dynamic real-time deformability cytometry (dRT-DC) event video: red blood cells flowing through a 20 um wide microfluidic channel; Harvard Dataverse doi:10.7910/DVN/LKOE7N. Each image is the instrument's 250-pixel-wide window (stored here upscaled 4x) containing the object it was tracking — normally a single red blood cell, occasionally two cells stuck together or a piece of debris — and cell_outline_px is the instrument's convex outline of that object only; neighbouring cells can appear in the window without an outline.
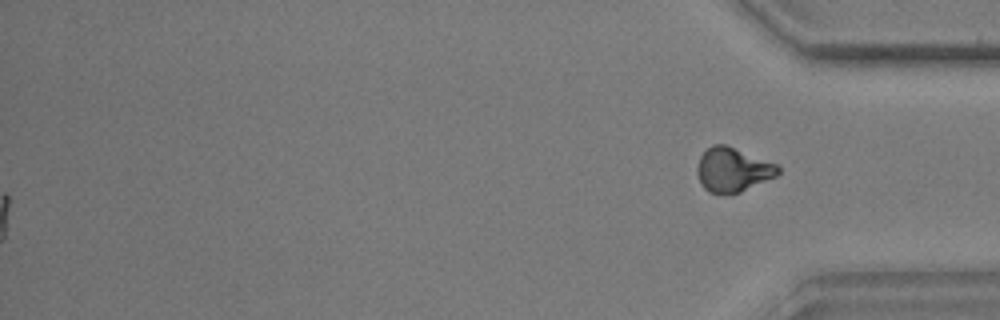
{"species": "common noctule bat (a hibernating species)", "species_latin": "Nyctalus noctula", "temperature_condition": "warm", "stored_images_in_passage": 41, "segment_of_instrument_passage": [2, 2], "camera_frame_rate_fps": 3000, "um_per_image_px": 0.085, "animal": {"sex": "male", "body_mass_g": 17.9, "forearm_length_mm": 54.2}, "frame": {"image": 1, "passage_image": 41, "time_ms": 13.333, "image_size_px": [1000, 320], "cell_outline_px": [[780, 172], [776, 176], [732, 196], [716, 196], [708, 192], [700, 184], [696, 172], [696, 168], [700, 156], [712, 144], [724, 144], [776, 164], [780, 168]], "centroid_in_image_um": [62.23, 14.49], "position_along_channel_um": 373.0, "area_um2": 21.21}}